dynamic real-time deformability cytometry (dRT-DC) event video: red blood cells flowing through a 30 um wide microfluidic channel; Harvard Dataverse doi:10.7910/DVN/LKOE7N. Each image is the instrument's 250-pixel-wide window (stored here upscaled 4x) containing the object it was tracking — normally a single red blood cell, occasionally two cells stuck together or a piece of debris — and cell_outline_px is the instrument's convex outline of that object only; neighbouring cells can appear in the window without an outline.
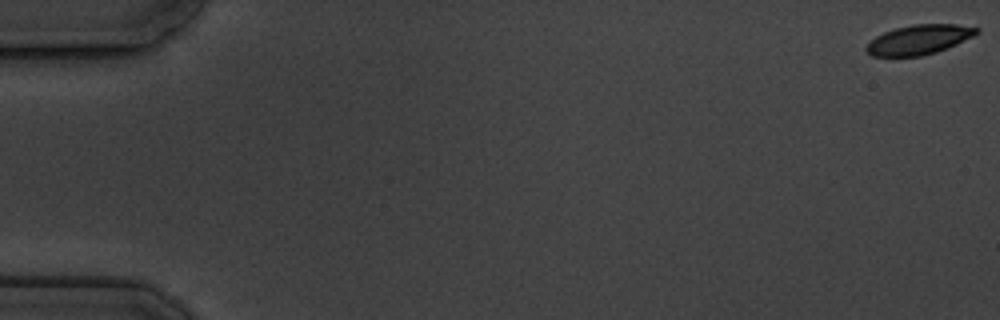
{"species": "common noctule bat (a hibernating species)", "species_latin": "Nyctalus noctula", "temperature_condition": "cold", "stored_images_in_passage": 16, "camera_frame_rate_fps": 3000, "um_per_image_px": 0.085, "animal": {"sex": "male", "body_mass_g": 19.5, "forearm_length_mm": 54.6}, "frame": {"image": 1, "passage_image": 1, "time_ms": 0.0, "image_size_px": [1000, 320], "cell_outline_px": [[980, 32], [948, 48], [936, 52], [920, 56], [872, 56], [864, 48], [876, 36], [884, 32], [896, 28], [912, 24], [956, 24], [980, 28]], "centroid_in_image_um": [78.13, 3.36], "position_along_channel_um": 6.9, "area_um2": 18.9}}
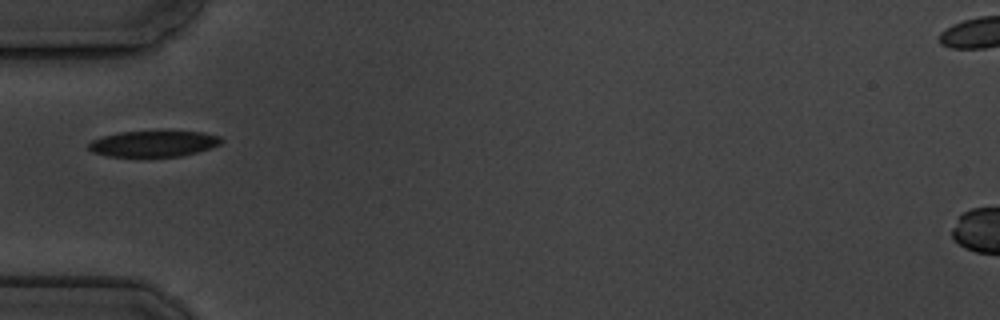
{"frame": {"image": 2, "passage_image": 6, "time_ms": 6.333, "image_size_px": [1000, 320], "cell_outline_px": [[224, 140], [220, 144], [212, 148], [180, 156], [108, 156], [92, 152], [88, 148], [88, 144], [92, 140], [100, 136], [120, 132], [204, 132], [220, 136]], "centroid_in_image_um": [13.05, 12.21], "position_along_channel_um": 71.9, "area_um2": 19.94}}
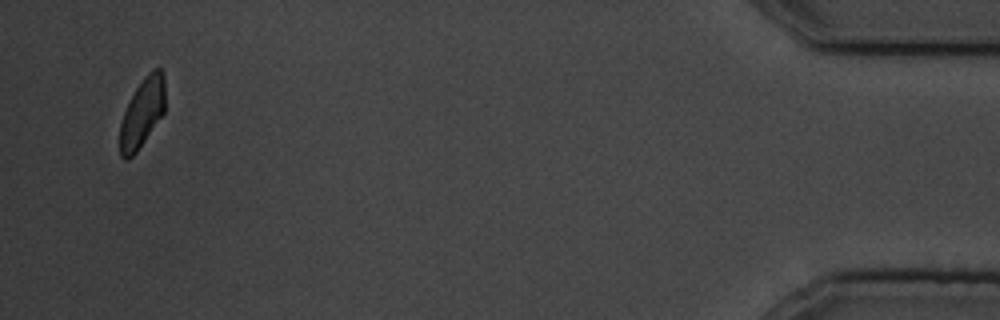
{"frame": {"image": 3, "passage_image": 16, "time_ms": 18.667, "image_size_px": [1000, 320], "cell_outline_px": [[164, 112], [136, 152], [128, 160], [124, 160], [120, 156], [120, 124], [124, 112], [136, 88], [144, 76], [152, 68], [160, 68], [164, 76]], "centroid_in_image_um": [12.08, 9.58], "position_along_channel_um": 423.1, "area_um2": 17.92}, "authors_computed_cell_mechanics": {"area_um2": 20.1433, "velocity_mm_per_s": 3.4726, "shape_relaxation_time_tau1_ms": 3.0061, "shape_relaxation_time_tau2_ms": 9.2849, "deformation_change_tau1": 0.0791, "deformation_change_tau2": 0.0915}}